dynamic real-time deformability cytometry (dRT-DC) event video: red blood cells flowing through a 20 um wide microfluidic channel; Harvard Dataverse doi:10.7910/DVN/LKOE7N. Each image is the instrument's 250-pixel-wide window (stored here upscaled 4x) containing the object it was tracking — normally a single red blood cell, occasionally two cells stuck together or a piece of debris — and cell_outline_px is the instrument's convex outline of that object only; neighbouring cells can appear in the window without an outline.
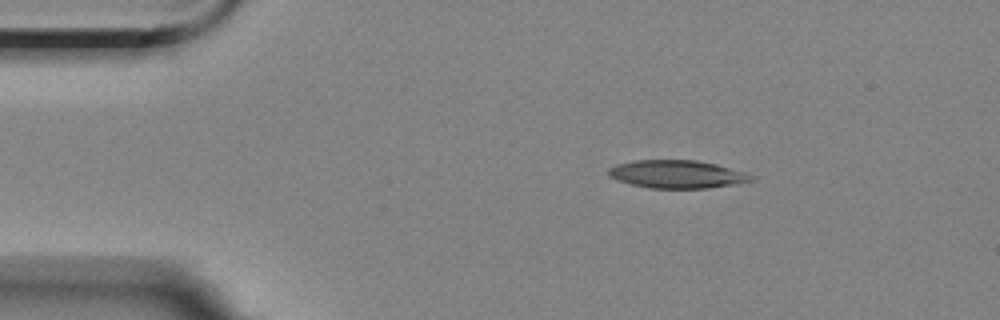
{"species": "Egyptian fruit bat (a non-hibernating species)", "species_latin": "Rousettus aegyptiacus", "temperature_condition": "room temperature", "stored_images_in_passage": 4, "camera_frame_rate_fps": 3000, "um_per_image_px": 0.085, "animal": {"sex": "female"}, "frame": {"image": 1, "passage_image": 2, "time_ms": 1.0, "image_size_px": [1000, 320], "cell_outline_px": [[756, 180], [736, 184], [708, 188], [648, 188], [616, 180], [608, 176], [608, 168], [616, 164], [636, 160], [696, 160], [716, 164], [748, 172], [756, 176]], "centroid_in_image_um": [57.6, 14.81], "position_along_channel_um": 27.4, "area_um2": 23.58}}
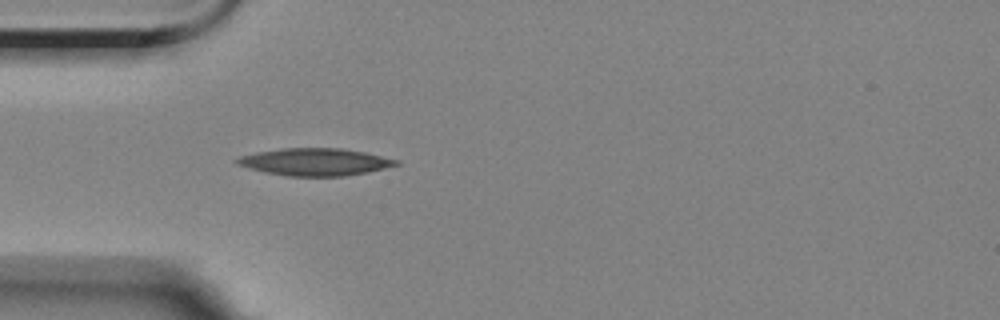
{"frame": {"image": 2, "passage_image": 4, "time_ms": 3.333, "image_size_px": [1000, 320], "cell_outline_px": [[400, 164], [368, 172], [344, 176], [288, 176], [264, 172], [248, 168], [236, 164], [232, 160], [240, 156], [256, 152], [280, 148], [340, 148], [364, 152], [400, 160]], "centroid_in_image_um": [26.74, 13.76], "position_along_channel_um": 58.3, "area_um2": 25.43}}